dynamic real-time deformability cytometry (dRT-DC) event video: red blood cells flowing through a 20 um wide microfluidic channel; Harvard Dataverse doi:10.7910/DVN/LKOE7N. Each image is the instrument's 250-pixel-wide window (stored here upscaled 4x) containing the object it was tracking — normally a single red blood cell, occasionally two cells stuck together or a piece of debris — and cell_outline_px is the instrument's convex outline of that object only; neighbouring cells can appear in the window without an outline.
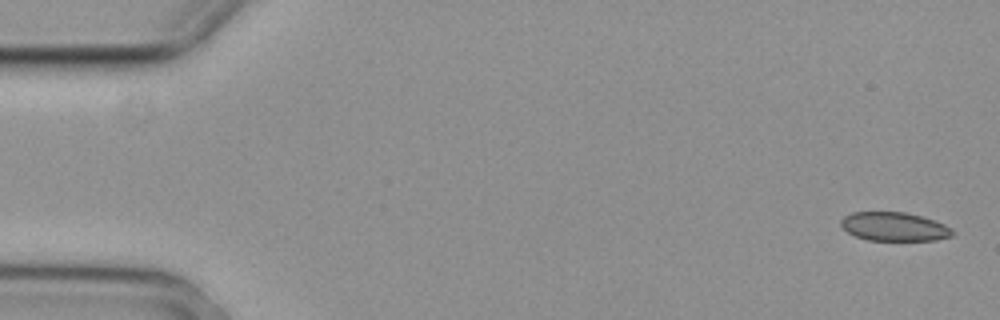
{"species": "common noctule bat (a hibernating species)", "species_latin": "Nyctalus noctula", "temperature_condition": "cold", "stored_images_in_passage": 3, "camera_frame_rate_fps": 3000, "um_per_image_px": 0.085, "animal": {"sex": "female", "body_mass_g": 29.2, "forearm_length_mm": 56.3}, "frame": {"image": 1, "passage_image": 1, "time_ms": 0.0, "image_size_px": [1000, 320], "cell_outline_px": [[956, 232], [952, 236], [936, 240], [868, 240], [856, 236], [848, 232], [840, 224], [840, 220], [844, 216], [852, 212], [904, 212], [920, 216], [944, 224], [952, 228]], "centroid_in_image_um": [76.02, 19.26], "position_along_channel_um": 9.0, "area_um2": 18.61}}